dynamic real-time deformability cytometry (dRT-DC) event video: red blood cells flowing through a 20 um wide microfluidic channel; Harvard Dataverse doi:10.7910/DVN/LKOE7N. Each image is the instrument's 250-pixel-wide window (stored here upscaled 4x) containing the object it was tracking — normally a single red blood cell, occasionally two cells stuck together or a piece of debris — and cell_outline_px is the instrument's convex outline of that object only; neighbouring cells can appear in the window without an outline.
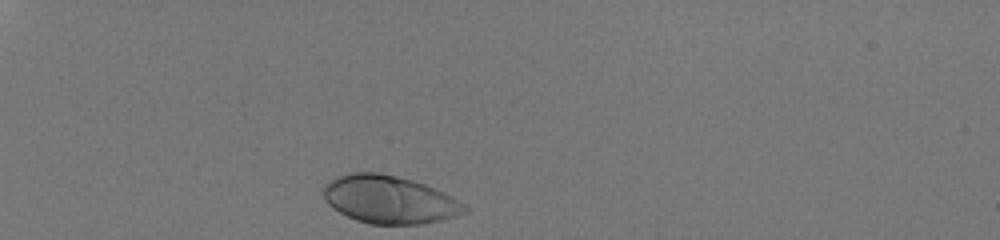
{"species": "human", "species_latin": "Homo sapiens", "temperature_condition": "room temperature", "stored_images_in_passage": 31, "camera_frame_rate_fps": 3000, "um_per_image_px": 0.085, "donor": {"sex": "male"}, "frame": {"image": 1, "passage_image": 1, "time_ms": 0.0, "image_size_px": [1000, 240], "cell_outline_px": [[468, 208], [464, 212], [440, 220], [420, 224], [368, 224], [356, 220], [332, 208], [324, 200], [324, 184], [336, 176], [352, 172], [380, 172], [412, 180], [424, 184], [444, 192], [452, 196]], "centroid_in_image_um": [33.04, 16.95], "position_along_channel_um": 52.0, "area_um2": 39.19}}
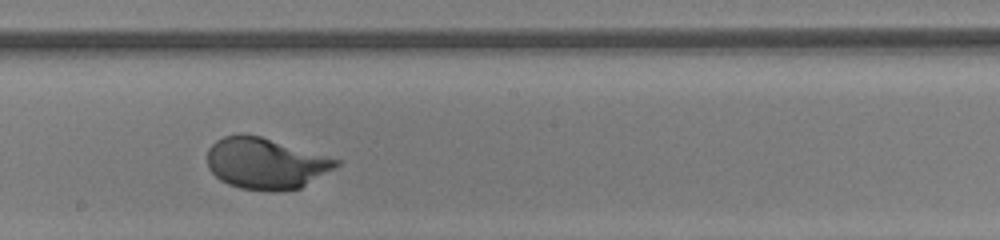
{"frame": {"image": 2, "passage_image": 18, "time_ms": 5.667, "image_size_px": [1000, 240], "cell_outline_px": [[340, 164], [336, 168], [300, 188], [280, 192], [272, 192], [240, 188], [228, 184], [220, 180], [208, 168], [208, 148], [216, 140], [224, 136], [240, 132], [260, 136], [340, 160]], "centroid_in_image_um": [22.57, 13.89], "position_along_channel_um": 225.6, "area_um2": 38.61}}
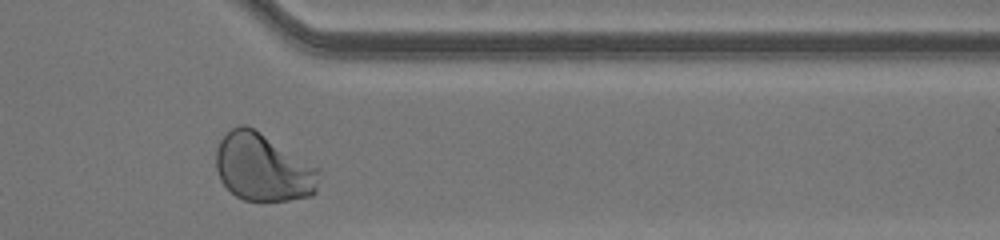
{"frame": {"image": 3, "passage_image": 30, "time_ms": 9.667, "image_size_px": [1000, 240], "cell_outline_px": [[320, 172], [316, 192], [312, 196], [288, 200], [244, 200], [236, 196], [220, 180], [216, 168], [216, 148], [220, 140], [232, 128], [240, 124], [244, 124], [260, 132], [320, 168]], "centroid_in_image_um": [22.37, 14.24], "position_along_channel_um": 389.0, "area_um2": 40.52}, "authors_computed_cell_mechanics": {"area_um2": 38.2636, "velocity_mm_per_s": 4.0706, "shape_relaxation_time_tau1_ms": 2.0516, "shape_relaxation_time_tau2_ms": null, "deformation_change_tau1": 0.1622, "deformation_change_tau2": null}}